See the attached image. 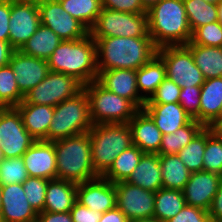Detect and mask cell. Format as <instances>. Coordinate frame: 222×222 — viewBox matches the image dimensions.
Wrapping results in <instances>:
<instances>
[{
  "mask_svg": "<svg viewBox=\"0 0 222 222\" xmlns=\"http://www.w3.org/2000/svg\"><path fill=\"white\" fill-rule=\"evenodd\" d=\"M96 43L98 74L111 69H134L149 62L157 55L151 37L93 38Z\"/></svg>",
  "mask_w": 222,
  "mask_h": 222,
  "instance_id": "1",
  "label": "cell"
},
{
  "mask_svg": "<svg viewBox=\"0 0 222 222\" xmlns=\"http://www.w3.org/2000/svg\"><path fill=\"white\" fill-rule=\"evenodd\" d=\"M47 62L49 71L72 76L84 86L98 78L96 43L90 34L62 41Z\"/></svg>",
  "mask_w": 222,
  "mask_h": 222,
  "instance_id": "2",
  "label": "cell"
},
{
  "mask_svg": "<svg viewBox=\"0 0 222 222\" xmlns=\"http://www.w3.org/2000/svg\"><path fill=\"white\" fill-rule=\"evenodd\" d=\"M148 34L157 48L191 41L183 0H161L147 11Z\"/></svg>",
  "mask_w": 222,
  "mask_h": 222,
  "instance_id": "3",
  "label": "cell"
},
{
  "mask_svg": "<svg viewBox=\"0 0 222 222\" xmlns=\"http://www.w3.org/2000/svg\"><path fill=\"white\" fill-rule=\"evenodd\" d=\"M57 179L82 183L99 177L91 162L88 132L54 141Z\"/></svg>",
  "mask_w": 222,
  "mask_h": 222,
  "instance_id": "4",
  "label": "cell"
},
{
  "mask_svg": "<svg viewBox=\"0 0 222 222\" xmlns=\"http://www.w3.org/2000/svg\"><path fill=\"white\" fill-rule=\"evenodd\" d=\"M91 141V162L95 172L102 176L115 158L133 145L128 123L92 125L88 131Z\"/></svg>",
  "mask_w": 222,
  "mask_h": 222,
  "instance_id": "5",
  "label": "cell"
},
{
  "mask_svg": "<svg viewBox=\"0 0 222 222\" xmlns=\"http://www.w3.org/2000/svg\"><path fill=\"white\" fill-rule=\"evenodd\" d=\"M83 89L88 96L92 125L128 123L140 110L132 101L107 90L97 80Z\"/></svg>",
  "mask_w": 222,
  "mask_h": 222,
  "instance_id": "6",
  "label": "cell"
},
{
  "mask_svg": "<svg viewBox=\"0 0 222 222\" xmlns=\"http://www.w3.org/2000/svg\"><path fill=\"white\" fill-rule=\"evenodd\" d=\"M91 128L88 96L83 89L54 107L53 119L48 130V142L85 133Z\"/></svg>",
  "mask_w": 222,
  "mask_h": 222,
  "instance_id": "7",
  "label": "cell"
},
{
  "mask_svg": "<svg viewBox=\"0 0 222 222\" xmlns=\"http://www.w3.org/2000/svg\"><path fill=\"white\" fill-rule=\"evenodd\" d=\"M89 34L92 38L151 37L148 34L147 13L132 14L104 7Z\"/></svg>",
  "mask_w": 222,
  "mask_h": 222,
  "instance_id": "8",
  "label": "cell"
},
{
  "mask_svg": "<svg viewBox=\"0 0 222 222\" xmlns=\"http://www.w3.org/2000/svg\"><path fill=\"white\" fill-rule=\"evenodd\" d=\"M84 85L72 76L49 71L47 76L24 95L20 104L57 106L80 93Z\"/></svg>",
  "mask_w": 222,
  "mask_h": 222,
  "instance_id": "9",
  "label": "cell"
},
{
  "mask_svg": "<svg viewBox=\"0 0 222 222\" xmlns=\"http://www.w3.org/2000/svg\"><path fill=\"white\" fill-rule=\"evenodd\" d=\"M163 60L166 77L179 87L202 86L204 77L196 66L191 51L185 45L164 46L157 49Z\"/></svg>",
  "mask_w": 222,
  "mask_h": 222,
  "instance_id": "10",
  "label": "cell"
},
{
  "mask_svg": "<svg viewBox=\"0 0 222 222\" xmlns=\"http://www.w3.org/2000/svg\"><path fill=\"white\" fill-rule=\"evenodd\" d=\"M35 141L16 107L0 109V146L5 158L22 157Z\"/></svg>",
  "mask_w": 222,
  "mask_h": 222,
  "instance_id": "11",
  "label": "cell"
},
{
  "mask_svg": "<svg viewBox=\"0 0 222 222\" xmlns=\"http://www.w3.org/2000/svg\"><path fill=\"white\" fill-rule=\"evenodd\" d=\"M41 25L38 2L10 0L9 43L19 50Z\"/></svg>",
  "mask_w": 222,
  "mask_h": 222,
  "instance_id": "12",
  "label": "cell"
},
{
  "mask_svg": "<svg viewBox=\"0 0 222 222\" xmlns=\"http://www.w3.org/2000/svg\"><path fill=\"white\" fill-rule=\"evenodd\" d=\"M41 24L54 31L63 41L82 39L89 30L63 9L60 2L38 1Z\"/></svg>",
  "mask_w": 222,
  "mask_h": 222,
  "instance_id": "13",
  "label": "cell"
},
{
  "mask_svg": "<svg viewBox=\"0 0 222 222\" xmlns=\"http://www.w3.org/2000/svg\"><path fill=\"white\" fill-rule=\"evenodd\" d=\"M114 185L116 207L125 214L128 220L153 217L155 192L127 181H120Z\"/></svg>",
  "mask_w": 222,
  "mask_h": 222,
  "instance_id": "14",
  "label": "cell"
},
{
  "mask_svg": "<svg viewBox=\"0 0 222 222\" xmlns=\"http://www.w3.org/2000/svg\"><path fill=\"white\" fill-rule=\"evenodd\" d=\"M76 200L103 214L116 207L115 185L102 176L78 183Z\"/></svg>",
  "mask_w": 222,
  "mask_h": 222,
  "instance_id": "15",
  "label": "cell"
},
{
  "mask_svg": "<svg viewBox=\"0 0 222 222\" xmlns=\"http://www.w3.org/2000/svg\"><path fill=\"white\" fill-rule=\"evenodd\" d=\"M8 64L23 95L38 85L49 72L47 60L26 55L20 50H14Z\"/></svg>",
  "mask_w": 222,
  "mask_h": 222,
  "instance_id": "16",
  "label": "cell"
},
{
  "mask_svg": "<svg viewBox=\"0 0 222 222\" xmlns=\"http://www.w3.org/2000/svg\"><path fill=\"white\" fill-rule=\"evenodd\" d=\"M221 181L222 176L208 171L191 173L182 190L186 205L209 211Z\"/></svg>",
  "mask_w": 222,
  "mask_h": 222,
  "instance_id": "17",
  "label": "cell"
},
{
  "mask_svg": "<svg viewBox=\"0 0 222 222\" xmlns=\"http://www.w3.org/2000/svg\"><path fill=\"white\" fill-rule=\"evenodd\" d=\"M22 158L29 177L57 179L54 142L36 140Z\"/></svg>",
  "mask_w": 222,
  "mask_h": 222,
  "instance_id": "18",
  "label": "cell"
},
{
  "mask_svg": "<svg viewBox=\"0 0 222 222\" xmlns=\"http://www.w3.org/2000/svg\"><path fill=\"white\" fill-rule=\"evenodd\" d=\"M0 222H34L38 214L27 201L22 184L1 186Z\"/></svg>",
  "mask_w": 222,
  "mask_h": 222,
  "instance_id": "19",
  "label": "cell"
},
{
  "mask_svg": "<svg viewBox=\"0 0 222 222\" xmlns=\"http://www.w3.org/2000/svg\"><path fill=\"white\" fill-rule=\"evenodd\" d=\"M97 81L107 90L132 101L139 109H142L145 100L140 96L134 69H111L101 71Z\"/></svg>",
  "mask_w": 222,
  "mask_h": 222,
  "instance_id": "20",
  "label": "cell"
},
{
  "mask_svg": "<svg viewBox=\"0 0 222 222\" xmlns=\"http://www.w3.org/2000/svg\"><path fill=\"white\" fill-rule=\"evenodd\" d=\"M128 124L132 131L134 145L143 153H159L163 134L143 109H140Z\"/></svg>",
  "mask_w": 222,
  "mask_h": 222,
  "instance_id": "21",
  "label": "cell"
},
{
  "mask_svg": "<svg viewBox=\"0 0 222 222\" xmlns=\"http://www.w3.org/2000/svg\"><path fill=\"white\" fill-rule=\"evenodd\" d=\"M154 121L163 135L174 133L193 118L177 103L144 104L142 108Z\"/></svg>",
  "mask_w": 222,
  "mask_h": 222,
  "instance_id": "22",
  "label": "cell"
},
{
  "mask_svg": "<svg viewBox=\"0 0 222 222\" xmlns=\"http://www.w3.org/2000/svg\"><path fill=\"white\" fill-rule=\"evenodd\" d=\"M24 127L35 140L48 141V130L53 119L54 107L38 104H19Z\"/></svg>",
  "mask_w": 222,
  "mask_h": 222,
  "instance_id": "23",
  "label": "cell"
},
{
  "mask_svg": "<svg viewBox=\"0 0 222 222\" xmlns=\"http://www.w3.org/2000/svg\"><path fill=\"white\" fill-rule=\"evenodd\" d=\"M222 109V77L206 79L201 86L199 123L210 127L220 116Z\"/></svg>",
  "mask_w": 222,
  "mask_h": 222,
  "instance_id": "24",
  "label": "cell"
},
{
  "mask_svg": "<svg viewBox=\"0 0 222 222\" xmlns=\"http://www.w3.org/2000/svg\"><path fill=\"white\" fill-rule=\"evenodd\" d=\"M77 197V183L53 179L48 181L43 211L70 212Z\"/></svg>",
  "mask_w": 222,
  "mask_h": 222,
  "instance_id": "25",
  "label": "cell"
},
{
  "mask_svg": "<svg viewBox=\"0 0 222 222\" xmlns=\"http://www.w3.org/2000/svg\"><path fill=\"white\" fill-rule=\"evenodd\" d=\"M126 181L153 192L161 189L163 185L160 168V155L145 153Z\"/></svg>",
  "mask_w": 222,
  "mask_h": 222,
  "instance_id": "26",
  "label": "cell"
},
{
  "mask_svg": "<svg viewBox=\"0 0 222 222\" xmlns=\"http://www.w3.org/2000/svg\"><path fill=\"white\" fill-rule=\"evenodd\" d=\"M165 78L166 68L163 60L155 55L149 62L136 70V81L140 96L148 101Z\"/></svg>",
  "mask_w": 222,
  "mask_h": 222,
  "instance_id": "27",
  "label": "cell"
},
{
  "mask_svg": "<svg viewBox=\"0 0 222 222\" xmlns=\"http://www.w3.org/2000/svg\"><path fill=\"white\" fill-rule=\"evenodd\" d=\"M193 56L204 79L222 77V47H208L197 44L185 45Z\"/></svg>",
  "mask_w": 222,
  "mask_h": 222,
  "instance_id": "28",
  "label": "cell"
},
{
  "mask_svg": "<svg viewBox=\"0 0 222 222\" xmlns=\"http://www.w3.org/2000/svg\"><path fill=\"white\" fill-rule=\"evenodd\" d=\"M62 41L54 31L41 24L19 50L26 55L47 60Z\"/></svg>",
  "mask_w": 222,
  "mask_h": 222,
  "instance_id": "29",
  "label": "cell"
},
{
  "mask_svg": "<svg viewBox=\"0 0 222 222\" xmlns=\"http://www.w3.org/2000/svg\"><path fill=\"white\" fill-rule=\"evenodd\" d=\"M163 188L183 190L191 172L177 154L160 155Z\"/></svg>",
  "mask_w": 222,
  "mask_h": 222,
  "instance_id": "30",
  "label": "cell"
},
{
  "mask_svg": "<svg viewBox=\"0 0 222 222\" xmlns=\"http://www.w3.org/2000/svg\"><path fill=\"white\" fill-rule=\"evenodd\" d=\"M143 153L136 145H132L120 153L110 168L102 175L112 183L126 181L139 164Z\"/></svg>",
  "mask_w": 222,
  "mask_h": 222,
  "instance_id": "31",
  "label": "cell"
},
{
  "mask_svg": "<svg viewBox=\"0 0 222 222\" xmlns=\"http://www.w3.org/2000/svg\"><path fill=\"white\" fill-rule=\"evenodd\" d=\"M186 205L181 190L161 188L155 192L153 216L162 222L175 217Z\"/></svg>",
  "mask_w": 222,
  "mask_h": 222,
  "instance_id": "32",
  "label": "cell"
},
{
  "mask_svg": "<svg viewBox=\"0 0 222 222\" xmlns=\"http://www.w3.org/2000/svg\"><path fill=\"white\" fill-rule=\"evenodd\" d=\"M204 126L192 119L188 124L178 128L174 133L162 135L159 155L177 154L184 148Z\"/></svg>",
  "mask_w": 222,
  "mask_h": 222,
  "instance_id": "33",
  "label": "cell"
},
{
  "mask_svg": "<svg viewBox=\"0 0 222 222\" xmlns=\"http://www.w3.org/2000/svg\"><path fill=\"white\" fill-rule=\"evenodd\" d=\"M183 3L192 33L198 27L218 21L216 4H210L203 0H183Z\"/></svg>",
  "mask_w": 222,
  "mask_h": 222,
  "instance_id": "34",
  "label": "cell"
},
{
  "mask_svg": "<svg viewBox=\"0 0 222 222\" xmlns=\"http://www.w3.org/2000/svg\"><path fill=\"white\" fill-rule=\"evenodd\" d=\"M60 3L64 10L88 30L95 24L102 10L101 0H64Z\"/></svg>",
  "mask_w": 222,
  "mask_h": 222,
  "instance_id": "35",
  "label": "cell"
},
{
  "mask_svg": "<svg viewBox=\"0 0 222 222\" xmlns=\"http://www.w3.org/2000/svg\"><path fill=\"white\" fill-rule=\"evenodd\" d=\"M206 146V127H203L177 155L191 172L203 170V154Z\"/></svg>",
  "mask_w": 222,
  "mask_h": 222,
  "instance_id": "36",
  "label": "cell"
},
{
  "mask_svg": "<svg viewBox=\"0 0 222 222\" xmlns=\"http://www.w3.org/2000/svg\"><path fill=\"white\" fill-rule=\"evenodd\" d=\"M23 100L10 65L0 67V107H17Z\"/></svg>",
  "mask_w": 222,
  "mask_h": 222,
  "instance_id": "37",
  "label": "cell"
},
{
  "mask_svg": "<svg viewBox=\"0 0 222 222\" xmlns=\"http://www.w3.org/2000/svg\"><path fill=\"white\" fill-rule=\"evenodd\" d=\"M203 171L222 176V137L206 127V146L203 154Z\"/></svg>",
  "mask_w": 222,
  "mask_h": 222,
  "instance_id": "38",
  "label": "cell"
},
{
  "mask_svg": "<svg viewBox=\"0 0 222 222\" xmlns=\"http://www.w3.org/2000/svg\"><path fill=\"white\" fill-rule=\"evenodd\" d=\"M28 177L22 157L4 158L0 162V186L22 184Z\"/></svg>",
  "mask_w": 222,
  "mask_h": 222,
  "instance_id": "39",
  "label": "cell"
},
{
  "mask_svg": "<svg viewBox=\"0 0 222 222\" xmlns=\"http://www.w3.org/2000/svg\"><path fill=\"white\" fill-rule=\"evenodd\" d=\"M48 181L49 180L44 178L28 177L22 183L27 201L37 214L43 212L44 210Z\"/></svg>",
  "mask_w": 222,
  "mask_h": 222,
  "instance_id": "40",
  "label": "cell"
},
{
  "mask_svg": "<svg viewBox=\"0 0 222 222\" xmlns=\"http://www.w3.org/2000/svg\"><path fill=\"white\" fill-rule=\"evenodd\" d=\"M188 44L222 47V24L218 21L198 27Z\"/></svg>",
  "mask_w": 222,
  "mask_h": 222,
  "instance_id": "41",
  "label": "cell"
},
{
  "mask_svg": "<svg viewBox=\"0 0 222 222\" xmlns=\"http://www.w3.org/2000/svg\"><path fill=\"white\" fill-rule=\"evenodd\" d=\"M180 91L181 87L166 77L145 104L177 103L179 102Z\"/></svg>",
  "mask_w": 222,
  "mask_h": 222,
  "instance_id": "42",
  "label": "cell"
},
{
  "mask_svg": "<svg viewBox=\"0 0 222 222\" xmlns=\"http://www.w3.org/2000/svg\"><path fill=\"white\" fill-rule=\"evenodd\" d=\"M201 86H190L181 88L179 104L197 122H199Z\"/></svg>",
  "mask_w": 222,
  "mask_h": 222,
  "instance_id": "43",
  "label": "cell"
},
{
  "mask_svg": "<svg viewBox=\"0 0 222 222\" xmlns=\"http://www.w3.org/2000/svg\"><path fill=\"white\" fill-rule=\"evenodd\" d=\"M102 7L132 13V14H145L147 11L144 9L141 0H101Z\"/></svg>",
  "mask_w": 222,
  "mask_h": 222,
  "instance_id": "44",
  "label": "cell"
},
{
  "mask_svg": "<svg viewBox=\"0 0 222 222\" xmlns=\"http://www.w3.org/2000/svg\"><path fill=\"white\" fill-rule=\"evenodd\" d=\"M166 222H211V220L208 211L185 205L175 217Z\"/></svg>",
  "mask_w": 222,
  "mask_h": 222,
  "instance_id": "45",
  "label": "cell"
},
{
  "mask_svg": "<svg viewBox=\"0 0 222 222\" xmlns=\"http://www.w3.org/2000/svg\"><path fill=\"white\" fill-rule=\"evenodd\" d=\"M70 214L73 222H99L102 217V213L91 210L77 201L71 208Z\"/></svg>",
  "mask_w": 222,
  "mask_h": 222,
  "instance_id": "46",
  "label": "cell"
},
{
  "mask_svg": "<svg viewBox=\"0 0 222 222\" xmlns=\"http://www.w3.org/2000/svg\"><path fill=\"white\" fill-rule=\"evenodd\" d=\"M10 0H0V41L9 40Z\"/></svg>",
  "mask_w": 222,
  "mask_h": 222,
  "instance_id": "47",
  "label": "cell"
},
{
  "mask_svg": "<svg viewBox=\"0 0 222 222\" xmlns=\"http://www.w3.org/2000/svg\"><path fill=\"white\" fill-rule=\"evenodd\" d=\"M211 222H222V181L208 211Z\"/></svg>",
  "mask_w": 222,
  "mask_h": 222,
  "instance_id": "48",
  "label": "cell"
},
{
  "mask_svg": "<svg viewBox=\"0 0 222 222\" xmlns=\"http://www.w3.org/2000/svg\"><path fill=\"white\" fill-rule=\"evenodd\" d=\"M38 222H73L70 212H48L38 214Z\"/></svg>",
  "mask_w": 222,
  "mask_h": 222,
  "instance_id": "49",
  "label": "cell"
},
{
  "mask_svg": "<svg viewBox=\"0 0 222 222\" xmlns=\"http://www.w3.org/2000/svg\"><path fill=\"white\" fill-rule=\"evenodd\" d=\"M99 222H128L125 214L117 207L102 214Z\"/></svg>",
  "mask_w": 222,
  "mask_h": 222,
  "instance_id": "50",
  "label": "cell"
},
{
  "mask_svg": "<svg viewBox=\"0 0 222 222\" xmlns=\"http://www.w3.org/2000/svg\"><path fill=\"white\" fill-rule=\"evenodd\" d=\"M14 50L9 41H0V67L8 65Z\"/></svg>",
  "mask_w": 222,
  "mask_h": 222,
  "instance_id": "51",
  "label": "cell"
},
{
  "mask_svg": "<svg viewBox=\"0 0 222 222\" xmlns=\"http://www.w3.org/2000/svg\"><path fill=\"white\" fill-rule=\"evenodd\" d=\"M210 128L216 135L222 137V115L210 125Z\"/></svg>",
  "mask_w": 222,
  "mask_h": 222,
  "instance_id": "52",
  "label": "cell"
},
{
  "mask_svg": "<svg viewBox=\"0 0 222 222\" xmlns=\"http://www.w3.org/2000/svg\"><path fill=\"white\" fill-rule=\"evenodd\" d=\"M161 0H141V3L146 11L152 8L155 4L160 2Z\"/></svg>",
  "mask_w": 222,
  "mask_h": 222,
  "instance_id": "53",
  "label": "cell"
},
{
  "mask_svg": "<svg viewBox=\"0 0 222 222\" xmlns=\"http://www.w3.org/2000/svg\"><path fill=\"white\" fill-rule=\"evenodd\" d=\"M128 222H162L159 219L153 217H149V218H141V219H131L128 220Z\"/></svg>",
  "mask_w": 222,
  "mask_h": 222,
  "instance_id": "54",
  "label": "cell"
},
{
  "mask_svg": "<svg viewBox=\"0 0 222 222\" xmlns=\"http://www.w3.org/2000/svg\"><path fill=\"white\" fill-rule=\"evenodd\" d=\"M218 22L222 24V1L217 4Z\"/></svg>",
  "mask_w": 222,
  "mask_h": 222,
  "instance_id": "55",
  "label": "cell"
},
{
  "mask_svg": "<svg viewBox=\"0 0 222 222\" xmlns=\"http://www.w3.org/2000/svg\"><path fill=\"white\" fill-rule=\"evenodd\" d=\"M203 1H205L207 3H210V4H216L217 5L222 0H203Z\"/></svg>",
  "mask_w": 222,
  "mask_h": 222,
  "instance_id": "56",
  "label": "cell"
},
{
  "mask_svg": "<svg viewBox=\"0 0 222 222\" xmlns=\"http://www.w3.org/2000/svg\"><path fill=\"white\" fill-rule=\"evenodd\" d=\"M4 155H3V151H2V148L0 146V162L4 159Z\"/></svg>",
  "mask_w": 222,
  "mask_h": 222,
  "instance_id": "57",
  "label": "cell"
},
{
  "mask_svg": "<svg viewBox=\"0 0 222 222\" xmlns=\"http://www.w3.org/2000/svg\"><path fill=\"white\" fill-rule=\"evenodd\" d=\"M1 195H2V191H1V186H0V211H1V207H2Z\"/></svg>",
  "mask_w": 222,
  "mask_h": 222,
  "instance_id": "58",
  "label": "cell"
},
{
  "mask_svg": "<svg viewBox=\"0 0 222 222\" xmlns=\"http://www.w3.org/2000/svg\"><path fill=\"white\" fill-rule=\"evenodd\" d=\"M51 1H54V2H62L64 0H51Z\"/></svg>",
  "mask_w": 222,
  "mask_h": 222,
  "instance_id": "59",
  "label": "cell"
}]
</instances>
